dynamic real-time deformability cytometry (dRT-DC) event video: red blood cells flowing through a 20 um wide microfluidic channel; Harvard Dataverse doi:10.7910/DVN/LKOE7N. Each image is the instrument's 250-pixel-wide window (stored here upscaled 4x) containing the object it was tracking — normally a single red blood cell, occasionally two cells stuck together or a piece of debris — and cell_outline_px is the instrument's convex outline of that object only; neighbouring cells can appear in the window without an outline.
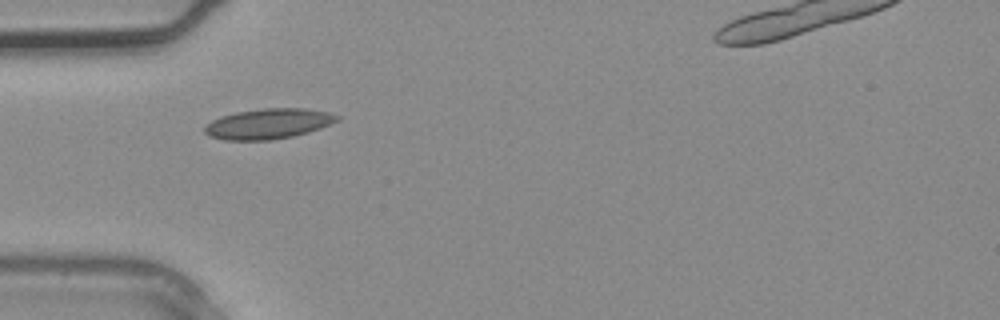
{"species": "common noctule bat (a hibernating species)", "species_latin": "Nyctalus noctula", "temperature_condition": "warm", "stored_images_in_passage": 3, "camera_frame_rate_fps": 3000, "um_per_image_px": 0.085, "animal": {"sex": "male", "body_mass_g": 20.4}, "frame": {"image": 1, "passage_image": 2, "time_ms": 0.333, "image_size_px": [1000, 320], "cell_outline_px": [[340, 120], [332, 124], [308, 132], [292, 136], [272, 140], [224, 140], [208, 136], [204, 132], [204, 124], [220, 116], [236, 112], [264, 108], [304, 108], [328, 112], [340, 116]], "centroid_in_image_um": [22.79, 10.52], "position_along_channel_um": 62.2, "area_um2": 23.58}}
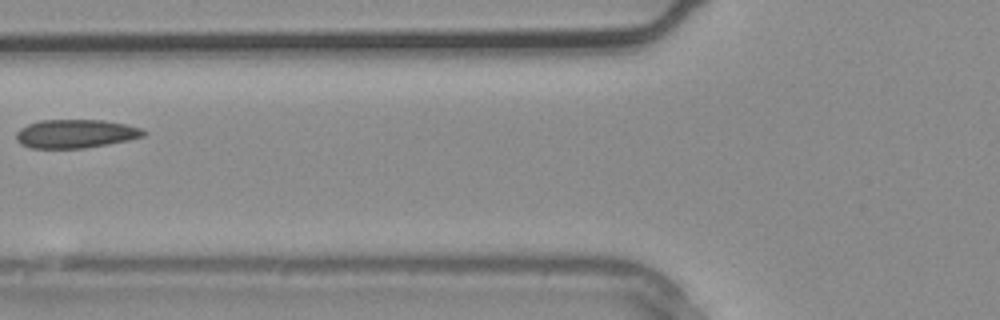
{"frame": {"image": 2, "passage_image": 3, "time_ms": 0.667, "image_size_px": [1000, 320], "cell_outline_px": [[148, 132], [144, 136], [128, 140], [108, 144], [84, 148], [28, 148], [20, 144], [16, 140], [16, 132], [20, 128], [28, 124], [40, 120], [104, 120], [124, 124], [140, 128]], "centroid_in_image_um": [6.4, 11.37], "position_along_channel_um": 119.4, "area_um2": 21.27}}